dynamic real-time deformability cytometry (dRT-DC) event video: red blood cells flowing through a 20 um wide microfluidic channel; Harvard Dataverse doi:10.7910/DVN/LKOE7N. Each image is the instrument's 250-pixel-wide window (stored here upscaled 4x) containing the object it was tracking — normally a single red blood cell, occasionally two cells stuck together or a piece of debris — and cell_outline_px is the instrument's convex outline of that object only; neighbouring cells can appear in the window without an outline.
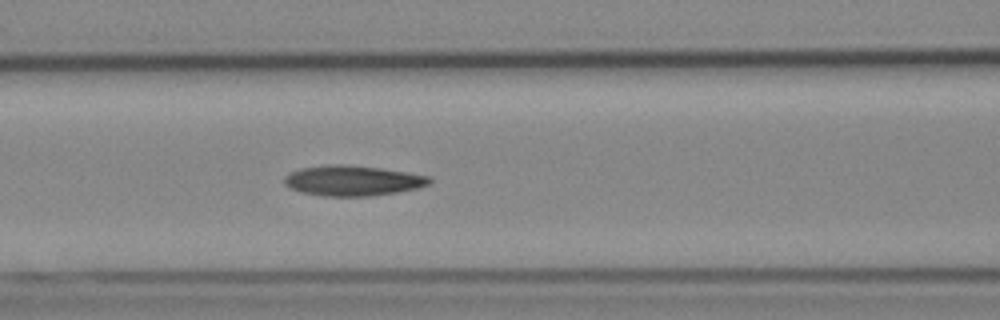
{"species": "Egyptian fruit bat (a non-hibernating species)", "species_latin": "Rousettus aegyptiacus", "temperature_condition": "cold", "stored_images_in_passage": 36, "camera_frame_rate_fps": 3000, "um_per_image_px": 0.085, "animal": {"sex": "female"}, "frame": {"image": 1, "passage_image": 11, "time_ms": 3.333, "image_size_px": [1000, 320], "cell_outline_px": [[432, 180], [428, 184], [416, 188], [396, 192], [368, 196], [324, 196], [300, 192], [288, 188], [284, 184], [284, 176], [288, 172], [300, 168], [328, 164], [340, 164], [380, 168], [428, 176]], "centroid_in_image_um": [29.88, 15.35], "position_along_channel_um": 136.7, "area_um2": 25.55}, "authors_computed_cell_mechanics": {"area_um2": 24.4494, "velocity_mm_per_s": 3.8824, "shape_relaxation_time_tau1_ms": null, "shape_relaxation_time_tau2_ms": 4.9809, "deformation_change_tau1": null, "deformation_change_tau2": 0.1363}}